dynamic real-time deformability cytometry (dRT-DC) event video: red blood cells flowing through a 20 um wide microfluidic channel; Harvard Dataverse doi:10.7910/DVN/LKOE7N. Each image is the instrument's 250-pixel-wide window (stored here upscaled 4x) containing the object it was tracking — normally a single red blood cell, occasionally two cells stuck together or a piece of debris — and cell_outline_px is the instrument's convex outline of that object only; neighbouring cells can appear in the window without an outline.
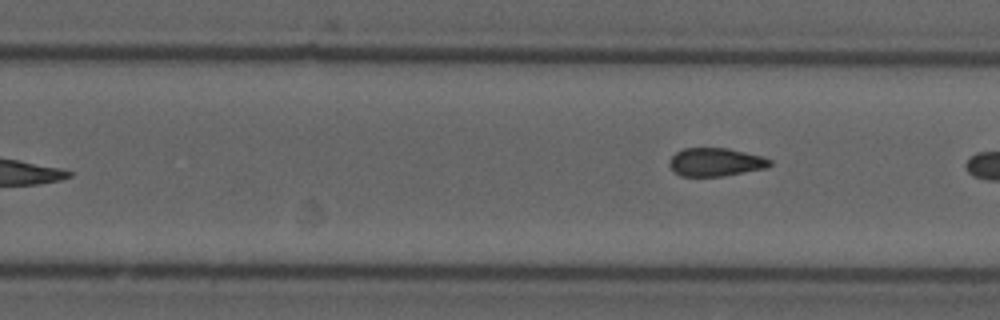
{"species": "common noctule bat (a hibernating species)", "species_latin": "Nyctalus noctula", "temperature_condition": "cold", "stored_images_in_passage": 10, "segment_of_instrument_passage": [2, 2], "camera_frame_rate_fps": 3000, "um_per_image_px": 0.085, "animal": {"sex": "male", "forearm_length_mm": 52.5}, "frame": {"image": 1, "passage_image": 10, "time_ms": 10.667, "image_size_px": [1000, 320], "cell_outline_px": [[772, 164], [764, 168], [724, 176], [680, 176], [668, 164], [672, 156], [676, 152], [684, 148], [728, 148], [760, 156], [772, 160]], "centroid_in_image_um": [60.81, 13.77], "position_along_channel_um": 269.0, "area_um2": 16.36}}